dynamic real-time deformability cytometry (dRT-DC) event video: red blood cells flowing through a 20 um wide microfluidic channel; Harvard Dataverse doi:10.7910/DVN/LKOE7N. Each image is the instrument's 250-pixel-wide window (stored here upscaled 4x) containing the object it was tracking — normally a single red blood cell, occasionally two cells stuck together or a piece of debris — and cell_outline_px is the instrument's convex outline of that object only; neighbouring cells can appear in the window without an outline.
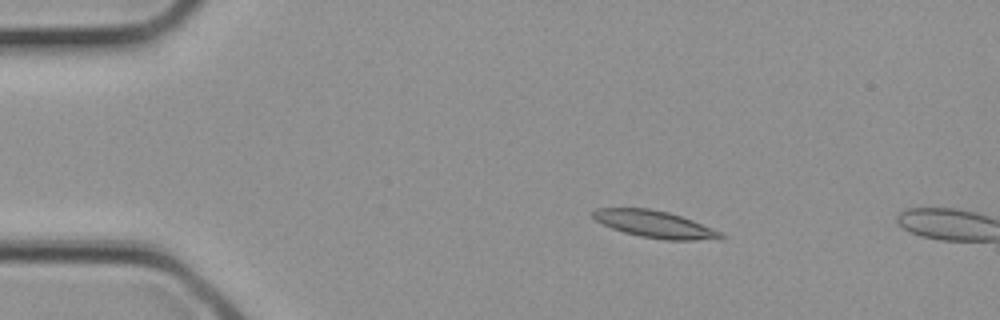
{"species": "common noctule bat (a hibernating species)", "species_latin": "Nyctalus noctula", "temperature_condition": "cold", "stored_images_in_passage": 4, "camera_frame_rate_fps": 3000, "um_per_image_px": 0.085, "animal": {"sex": "female", "body_mass_g": 21.9}, "frame": {"image": 1, "passage_image": 2, "time_ms": 0.333, "image_size_px": [1000, 320], "cell_outline_px": [[724, 236], [720, 240], [664, 240], [640, 236], [624, 232], [612, 228], [596, 220], [592, 216], [592, 212], [596, 208], [648, 208], [668, 212], [692, 220], [720, 232]], "centroid_in_image_um": [55.66, 19.06], "position_along_channel_um": 29.3, "area_um2": 19.94}}